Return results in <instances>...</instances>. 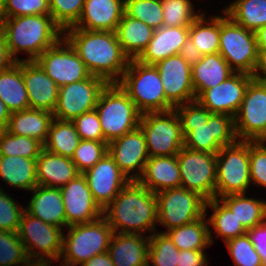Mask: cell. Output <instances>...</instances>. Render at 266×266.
<instances>
[{
  "label": "cell",
  "instance_id": "e575fe53",
  "mask_svg": "<svg viewBox=\"0 0 266 266\" xmlns=\"http://www.w3.org/2000/svg\"><path fill=\"white\" fill-rule=\"evenodd\" d=\"M242 226L249 230L266 221V201L246 198L245 194H232L221 198Z\"/></svg>",
  "mask_w": 266,
  "mask_h": 266
},
{
  "label": "cell",
  "instance_id": "e7e4bbea",
  "mask_svg": "<svg viewBox=\"0 0 266 266\" xmlns=\"http://www.w3.org/2000/svg\"><path fill=\"white\" fill-rule=\"evenodd\" d=\"M4 0H0V25L4 19Z\"/></svg>",
  "mask_w": 266,
  "mask_h": 266
},
{
  "label": "cell",
  "instance_id": "681fc988",
  "mask_svg": "<svg viewBox=\"0 0 266 266\" xmlns=\"http://www.w3.org/2000/svg\"><path fill=\"white\" fill-rule=\"evenodd\" d=\"M265 141H249L250 181L266 188Z\"/></svg>",
  "mask_w": 266,
  "mask_h": 266
},
{
  "label": "cell",
  "instance_id": "6125c7cd",
  "mask_svg": "<svg viewBox=\"0 0 266 266\" xmlns=\"http://www.w3.org/2000/svg\"><path fill=\"white\" fill-rule=\"evenodd\" d=\"M258 51H266V25L255 32Z\"/></svg>",
  "mask_w": 266,
  "mask_h": 266
},
{
  "label": "cell",
  "instance_id": "4dcf8cb0",
  "mask_svg": "<svg viewBox=\"0 0 266 266\" xmlns=\"http://www.w3.org/2000/svg\"><path fill=\"white\" fill-rule=\"evenodd\" d=\"M154 29L146 23L124 13L115 31L124 54L137 59L151 41Z\"/></svg>",
  "mask_w": 266,
  "mask_h": 266
},
{
  "label": "cell",
  "instance_id": "5b68a950",
  "mask_svg": "<svg viewBox=\"0 0 266 266\" xmlns=\"http://www.w3.org/2000/svg\"><path fill=\"white\" fill-rule=\"evenodd\" d=\"M95 110L109 143L139 127L142 113L118 83H108L100 94Z\"/></svg>",
  "mask_w": 266,
  "mask_h": 266
},
{
  "label": "cell",
  "instance_id": "d590c367",
  "mask_svg": "<svg viewBox=\"0 0 266 266\" xmlns=\"http://www.w3.org/2000/svg\"><path fill=\"white\" fill-rule=\"evenodd\" d=\"M80 141L81 138L72 121L54 118L48 132V138L44 143V149L72 158Z\"/></svg>",
  "mask_w": 266,
  "mask_h": 266
},
{
  "label": "cell",
  "instance_id": "277c9868",
  "mask_svg": "<svg viewBox=\"0 0 266 266\" xmlns=\"http://www.w3.org/2000/svg\"><path fill=\"white\" fill-rule=\"evenodd\" d=\"M118 84L127 92L142 113L167 112L175 107L166 99L159 71L155 65H147L136 59L129 61Z\"/></svg>",
  "mask_w": 266,
  "mask_h": 266
},
{
  "label": "cell",
  "instance_id": "ee69618b",
  "mask_svg": "<svg viewBox=\"0 0 266 266\" xmlns=\"http://www.w3.org/2000/svg\"><path fill=\"white\" fill-rule=\"evenodd\" d=\"M163 9V26L190 27L200 15L194 14L193 4L190 0H161Z\"/></svg>",
  "mask_w": 266,
  "mask_h": 266
},
{
  "label": "cell",
  "instance_id": "f5cc1de1",
  "mask_svg": "<svg viewBox=\"0 0 266 266\" xmlns=\"http://www.w3.org/2000/svg\"><path fill=\"white\" fill-rule=\"evenodd\" d=\"M179 116L181 125L206 124L213 114L197 100L184 103L174 108Z\"/></svg>",
  "mask_w": 266,
  "mask_h": 266
},
{
  "label": "cell",
  "instance_id": "7bdbcfd3",
  "mask_svg": "<svg viewBox=\"0 0 266 266\" xmlns=\"http://www.w3.org/2000/svg\"><path fill=\"white\" fill-rule=\"evenodd\" d=\"M30 262L17 232L0 230V266H26Z\"/></svg>",
  "mask_w": 266,
  "mask_h": 266
},
{
  "label": "cell",
  "instance_id": "816d5d0a",
  "mask_svg": "<svg viewBox=\"0 0 266 266\" xmlns=\"http://www.w3.org/2000/svg\"><path fill=\"white\" fill-rule=\"evenodd\" d=\"M72 122L81 140L105 141L100 120L95 109L74 118Z\"/></svg>",
  "mask_w": 266,
  "mask_h": 266
},
{
  "label": "cell",
  "instance_id": "603a6c76",
  "mask_svg": "<svg viewBox=\"0 0 266 266\" xmlns=\"http://www.w3.org/2000/svg\"><path fill=\"white\" fill-rule=\"evenodd\" d=\"M125 13V0H85L77 24L71 28L115 32Z\"/></svg>",
  "mask_w": 266,
  "mask_h": 266
},
{
  "label": "cell",
  "instance_id": "484cf974",
  "mask_svg": "<svg viewBox=\"0 0 266 266\" xmlns=\"http://www.w3.org/2000/svg\"><path fill=\"white\" fill-rule=\"evenodd\" d=\"M137 181L154 193L179 188L181 177L177 155L149 157Z\"/></svg>",
  "mask_w": 266,
  "mask_h": 266
},
{
  "label": "cell",
  "instance_id": "ba28073f",
  "mask_svg": "<svg viewBox=\"0 0 266 266\" xmlns=\"http://www.w3.org/2000/svg\"><path fill=\"white\" fill-rule=\"evenodd\" d=\"M239 140L222 147L216 154L215 198L232 194H245L246 189L251 184L249 141L240 138Z\"/></svg>",
  "mask_w": 266,
  "mask_h": 266
},
{
  "label": "cell",
  "instance_id": "74e56055",
  "mask_svg": "<svg viewBox=\"0 0 266 266\" xmlns=\"http://www.w3.org/2000/svg\"><path fill=\"white\" fill-rule=\"evenodd\" d=\"M189 38L202 55L219 52L220 16L208 22L204 13L200 14L189 27Z\"/></svg>",
  "mask_w": 266,
  "mask_h": 266
},
{
  "label": "cell",
  "instance_id": "d6986e66",
  "mask_svg": "<svg viewBox=\"0 0 266 266\" xmlns=\"http://www.w3.org/2000/svg\"><path fill=\"white\" fill-rule=\"evenodd\" d=\"M155 67L159 71L166 99L174 107L196 100L192 85L191 66L180 54L157 62Z\"/></svg>",
  "mask_w": 266,
  "mask_h": 266
},
{
  "label": "cell",
  "instance_id": "f907efd6",
  "mask_svg": "<svg viewBox=\"0 0 266 266\" xmlns=\"http://www.w3.org/2000/svg\"><path fill=\"white\" fill-rule=\"evenodd\" d=\"M10 196L0 187V230L17 232L25 209L18 207Z\"/></svg>",
  "mask_w": 266,
  "mask_h": 266
},
{
  "label": "cell",
  "instance_id": "52a82bcc",
  "mask_svg": "<svg viewBox=\"0 0 266 266\" xmlns=\"http://www.w3.org/2000/svg\"><path fill=\"white\" fill-rule=\"evenodd\" d=\"M224 14L220 17L219 54L234 72L253 76L259 61L255 33Z\"/></svg>",
  "mask_w": 266,
  "mask_h": 266
},
{
  "label": "cell",
  "instance_id": "7a4b0ae2",
  "mask_svg": "<svg viewBox=\"0 0 266 266\" xmlns=\"http://www.w3.org/2000/svg\"><path fill=\"white\" fill-rule=\"evenodd\" d=\"M103 217L115 233L118 229V233L129 234H142L146 230L154 232L157 222L156 193L138 181H130L103 209Z\"/></svg>",
  "mask_w": 266,
  "mask_h": 266
},
{
  "label": "cell",
  "instance_id": "be15d7a7",
  "mask_svg": "<svg viewBox=\"0 0 266 266\" xmlns=\"http://www.w3.org/2000/svg\"><path fill=\"white\" fill-rule=\"evenodd\" d=\"M26 266H50L48 262L44 261H31L29 264H27Z\"/></svg>",
  "mask_w": 266,
  "mask_h": 266
},
{
  "label": "cell",
  "instance_id": "ffe728a7",
  "mask_svg": "<svg viewBox=\"0 0 266 266\" xmlns=\"http://www.w3.org/2000/svg\"><path fill=\"white\" fill-rule=\"evenodd\" d=\"M65 208L66 226L95 221L103 210L95 202L85 176L80 173L61 188Z\"/></svg>",
  "mask_w": 266,
  "mask_h": 266
},
{
  "label": "cell",
  "instance_id": "680465c9",
  "mask_svg": "<svg viewBox=\"0 0 266 266\" xmlns=\"http://www.w3.org/2000/svg\"><path fill=\"white\" fill-rule=\"evenodd\" d=\"M81 266H114L108 252L98 254L84 262Z\"/></svg>",
  "mask_w": 266,
  "mask_h": 266
},
{
  "label": "cell",
  "instance_id": "c3c4849f",
  "mask_svg": "<svg viewBox=\"0 0 266 266\" xmlns=\"http://www.w3.org/2000/svg\"><path fill=\"white\" fill-rule=\"evenodd\" d=\"M4 18L50 15L48 0H4Z\"/></svg>",
  "mask_w": 266,
  "mask_h": 266
},
{
  "label": "cell",
  "instance_id": "b9f144b4",
  "mask_svg": "<svg viewBox=\"0 0 266 266\" xmlns=\"http://www.w3.org/2000/svg\"><path fill=\"white\" fill-rule=\"evenodd\" d=\"M125 13L146 23L154 30L163 26L161 0H125Z\"/></svg>",
  "mask_w": 266,
  "mask_h": 266
},
{
  "label": "cell",
  "instance_id": "ac0fdd59",
  "mask_svg": "<svg viewBox=\"0 0 266 266\" xmlns=\"http://www.w3.org/2000/svg\"><path fill=\"white\" fill-rule=\"evenodd\" d=\"M83 175L86 178L95 202L102 210L107 207L131 181L119 169L109 153L99 160L92 168L85 171Z\"/></svg>",
  "mask_w": 266,
  "mask_h": 266
},
{
  "label": "cell",
  "instance_id": "2e32d148",
  "mask_svg": "<svg viewBox=\"0 0 266 266\" xmlns=\"http://www.w3.org/2000/svg\"><path fill=\"white\" fill-rule=\"evenodd\" d=\"M35 61L58 87L87 79L91 75L66 39H60Z\"/></svg>",
  "mask_w": 266,
  "mask_h": 266
},
{
  "label": "cell",
  "instance_id": "91938a15",
  "mask_svg": "<svg viewBox=\"0 0 266 266\" xmlns=\"http://www.w3.org/2000/svg\"><path fill=\"white\" fill-rule=\"evenodd\" d=\"M259 70L263 74L260 73ZM253 78L257 81L266 83V51H259V61H258L256 70H255V73L253 75Z\"/></svg>",
  "mask_w": 266,
  "mask_h": 266
},
{
  "label": "cell",
  "instance_id": "cb8c5ba5",
  "mask_svg": "<svg viewBox=\"0 0 266 266\" xmlns=\"http://www.w3.org/2000/svg\"><path fill=\"white\" fill-rule=\"evenodd\" d=\"M189 38V27L161 26L142 54L136 59L147 65H155L167 57L178 55Z\"/></svg>",
  "mask_w": 266,
  "mask_h": 266
},
{
  "label": "cell",
  "instance_id": "3957f363",
  "mask_svg": "<svg viewBox=\"0 0 266 266\" xmlns=\"http://www.w3.org/2000/svg\"><path fill=\"white\" fill-rule=\"evenodd\" d=\"M0 29L11 56H16L17 52L26 51L30 57L24 60L30 61L36 60L46 49L54 46L63 33L54 23L51 15L4 18Z\"/></svg>",
  "mask_w": 266,
  "mask_h": 266
},
{
  "label": "cell",
  "instance_id": "9c48e42d",
  "mask_svg": "<svg viewBox=\"0 0 266 266\" xmlns=\"http://www.w3.org/2000/svg\"><path fill=\"white\" fill-rule=\"evenodd\" d=\"M142 129L149 157L177 155L184 147L181 121L175 109L141 115Z\"/></svg>",
  "mask_w": 266,
  "mask_h": 266
},
{
  "label": "cell",
  "instance_id": "83f0119b",
  "mask_svg": "<svg viewBox=\"0 0 266 266\" xmlns=\"http://www.w3.org/2000/svg\"><path fill=\"white\" fill-rule=\"evenodd\" d=\"M34 195L25 210L45 223L62 228L66 226L65 208L61 188L35 186Z\"/></svg>",
  "mask_w": 266,
  "mask_h": 266
},
{
  "label": "cell",
  "instance_id": "8fae6325",
  "mask_svg": "<svg viewBox=\"0 0 266 266\" xmlns=\"http://www.w3.org/2000/svg\"><path fill=\"white\" fill-rule=\"evenodd\" d=\"M156 198L157 222L168 230L194 222L206 213V200L182 187L158 192Z\"/></svg>",
  "mask_w": 266,
  "mask_h": 266
},
{
  "label": "cell",
  "instance_id": "6da1fadb",
  "mask_svg": "<svg viewBox=\"0 0 266 266\" xmlns=\"http://www.w3.org/2000/svg\"><path fill=\"white\" fill-rule=\"evenodd\" d=\"M65 31L68 32L63 39L75 49L91 75L108 83L120 81L130 59L124 54L115 32L80 28Z\"/></svg>",
  "mask_w": 266,
  "mask_h": 266
},
{
  "label": "cell",
  "instance_id": "d6a6232c",
  "mask_svg": "<svg viewBox=\"0 0 266 266\" xmlns=\"http://www.w3.org/2000/svg\"><path fill=\"white\" fill-rule=\"evenodd\" d=\"M0 176L13 187L31 191L38 185L36 159L0 156Z\"/></svg>",
  "mask_w": 266,
  "mask_h": 266
},
{
  "label": "cell",
  "instance_id": "4316f807",
  "mask_svg": "<svg viewBox=\"0 0 266 266\" xmlns=\"http://www.w3.org/2000/svg\"><path fill=\"white\" fill-rule=\"evenodd\" d=\"M38 185L62 188L80 173L71 158L42 149L36 159Z\"/></svg>",
  "mask_w": 266,
  "mask_h": 266
},
{
  "label": "cell",
  "instance_id": "94428289",
  "mask_svg": "<svg viewBox=\"0 0 266 266\" xmlns=\"http://www.w3.org/2000/svg\"><path fill=\"white\" fill-rule=\"evenodd\" d=\"M11 112L7 109L5 103L0 99V131L7 129Z\"/></svg>",
  "mask_w": 266,
  "mask_h": 266
},
{
  "label": "cell",
  "instance_id": "6f0895ef",
  "mask_svg": "<svg viewBox=\"0 0 266 266\" xmlns=\"http://www.w3.org/2000/svg\"><path fill=\"white\" fill-rule=\"evenodd\" d=\"M179 54L190 66L196 64L203 56L190 38L183 45Z\"/></svg>",
  "mask_w": 266,
  "mask_h": 266
},
{
  "label": "cell",
  "instance_id": "4fadbf2b",
  "mask_svg": "<svg viewBox=\"0 0 266 266\" xmlns=\"http://www.w3.org/2000/svg\"><path fill=\"white\" fill-rule=\"evenodd\" d=\"M233 119L236 138L266 142V83L254 78L249 82Z\"/></svg>",
  "mask_w": 266,
  "mask_h": 266
},
{
  "label": "cell",
  "instance_id": "db71d44e",
  "mask_svg": "<svg viewBox=\"0 0 266 266\" xmlns=\"http://www.w3.org/2000/svg\"><path fill=\"white\" fill-rule=\"evenodd\" d=\"M246 233L264 263L266 260V221L247 230Z\"/></svg>",
  "mask_w": 266,
  "mask_h": 266
},
{
  "label": "cell",
  "instance_id": "60d3db41",
  "mask_svg": "<svg viewBox=\"0 0 266 266\" xmlns=\"http://www.w3.org/2000/svg\"><path fill=\"white\" fill-rule=\"evenodd\" d=\"M179 253L164 231L149 235L148 266H177Z\"/></svg>",
  "mask_w": 266,
  "mask_h": 266
},
{
  "label": "cell",
  "instance_id": "f35d334b",
  "mask_svg": "<svg viewBox=\"0 0 266 266\" xmlns=\"http://www.w3.org/2000/svg\"><path fill=\"white\" fill-rule=\"evenodd\" d=\"M218 198L206 201L205 210L211 207L214 213L207 220L208 224L213 226L216 233L224 238L226 242L229 239L246 234L247 230L242 223L237 220L232 211L222 202L220 205Z\"/></svg>",
  "mask_w": 266,
  "mask_h": 266
},
{
  "label": "cell",
  "instance_id": "11a10c76",
  "mask_svg": "<svg viewBox=\"0 0 266 266\" xmlns=\"http://www.w3.org/2000/svg\"><path fill=\"white\" fill-rule=\"evenodd\" d=\"M204 250H182L178 255L177 266H206Z\"/></svg>",
  "mask_w": 266,
  "mask_h": 266
},
{
  "label": "cell",
  "instance_id": "f6af8a7d",
  "mask_svg": "<svg viewBox=\"0 0 266 266\" xmlns=\"http://www.w3.org/2000/svg\"><path fill=\"white\" fill-rule=\"evenodd\" d=\"M54 23L64 32L74 27L82 13L85 0H48Z\"/></svg>",
  "mask_w": 266,
  "mask_h": 266
},
{
  "label": "cell",
  "instance_id": "5bb4252c",
  "mask_svg": "<svg viewBox=\"0 0 266 266\" xmlns=\"http://www.w3.org/2000/svg\"><path fill=\"white\" fill-rule=\"evenodd\" d=\"M107 84L103 78L90 75L87 79L59 87L54 118L72 121L83 113L94 110Z\"/></svg>",
  "mask_w": 266,
  "mask_h": 266
},
{
  "label": "cell",
  "instance_id": "30bf717a",
  "mask_svg": "<svg viewBox=\"0 0 266 266\" xmlns=\"http://www.w3.org/2000/svg\"><path fill=\"white\" fill-rule=\"evenodd\" d=\"M17 234L31 261L50 263L52 260L62 258L64 234L60 227L45 223L25 210ZM36 247L42 252L34 250Z\"/></svg>",
  "mask_w": 266,
  "mask_h": 266
},
{
  "label": "cell",
  "instance_id": "9f6ffc18",
  "mask_svg": "<svg viewBox=\"0 0 266 266\" xmlns=\"http://www.w3.org/2000/svg\"><path fill=\"white\" fill-rule=\"evenodd\" d=\"M17 61H19L17 56H11L4 34L0 29V73L10 68Z\"/></svg>",
  "mask_w": 266,
  "mask_h": 266
},
{
  "label": "cell",
  "instance_id": "bcb514c9",
  "mask_svg": "<svg viewBox=\"0 0 266 266\" xmlns=\"http://www.w3.org/2000/svg\"><path fill=\"white\" fill-rule=\"evenodd\" d=\"M108 153L106 141L81 140L71 158L79 173L92 168Z\"/></svg>",
  "mask_w": 266,
  "mask_h": 266
},
{
  "label": "cell",
  "instance_id": "f1b7e54d",
  "mask_svg": "<svg viewBox=\"0 0 266 266\" xmlns=\"http://www.w3.org/2000/svg\"><path fill=\"white\" fill-rule=\"evenodd\" d=\"M233 73L234 71L219 52L203 55L196 64L191 66L192 85L196 99L205 90L221 84Z\"/></svg>",
  "mask_w": 266,
  "mask_h": 266
},
{
  "label": "cell",
  "instance_id": "7402d4cb",
  "mask_svg": "<svg viewBox=\"0 0 266 266\" xmlns=\"http://www.w3.org/2000/svg\"><path fill=\"white\" fill-rule=\"evenodd\" d=\"M22 74L26 86L29 108L53 114L59 87L34 60H22Z\"/></svg>",
  "mask_w": 266,
  "mask_h": 266
},
{
  "label": "cell",
  "instance_id": "8d00e7d4",
  "mask_svg": "<svg viewBox=\"0 0 266 266\" xmlns=\"http://www.w3.org/2000/svg\"><path fill=\"white\" fill-rule=\"evenodd\" d=\"M224 12L253 32L266 25V0H235Z\"/></svg>",
  "mask_w": 266,
  "mask_h": 266
},
{
  "label": "cell",
  "instance_id": "f546056e",
  "mask_svg": "<svg viewBox=\"0 0 266 266\" xmlns=\"http://www.w3.org/2000/svg\"><path fill=\"white\" fill-rule=\"evenodd\" d=\"M53 120L54 116L50 112L28 108L11 113L6 131L10 134L28 136L44 145Z\"/></svg>",
  "mask_w": 266,
  "mask_h": 266
},
{
  "label": "cell",
  "instance_id": "44dd1931",
  "mask_svg": "<svg viewBox=\"0 0 266 266\" xmlns=\"http://www.w3.org/2000/svg\"><path fill=\"white\" fill-rule=\"evenodd\" d=\"M108 153L119 169L131 181H137L143 174L149 154L145 136L140 127L108 143ZM138 168V173L130 174ZM129 175V176H128Z\"/></svg>",
  "mask_w": 266,
  "mask_h": 266
},
{
  "label": "cell",
  "instance_id": "7c38bea8",
  "mask_svg": "<svg viewBox=\"0 0 266 266\" xmlns=\"http://www.w3.org/2000/svg\"><path fill=\"white\" fill-rule=\"evenodd\" d=\"M181 186L196 192L206 201L215 198L216 154L193 151L183 147L177 154Z\"/></svg>",
  "mask_w": 266,
  "mask_h": 266
},
{
  "label": "cell",
  "instance_id": "d4e9b609",
  "mask_svg": "<svg viewBox=\"0 0 266 266\" xmlns=\"http://www.w3.org/2000/svg\"><path fill=\"white\" fill-rule=\"evenodd\" d=\"M149 237L113 233L108 254L114 266H148Z\"/></svg>",
  "mask_w": 266,
  "mask_h": 266
},
{
  "label": "cell",
  "instance_id": "ab89813d",
  "mask_svg": "<svg viewBox=\"0 0 266 266\" xmlns=\"http://www.w3.org/2000/svg\"><path fill=\"white\" fill-rule=\"evenodd\" d=\"M44 145L28 136L10 134L6 130L0 131V156H21L37 159Z\"/></svg>",
  "mask_w": 266,
  "mask_h": 266
},
{
  "label": "cell",
  "instance_id": "836d02e7",
  "mask_svg": "<svg viewBox=\"0 0 266 266\" xmlns=\"http://www.w3.org/2000/svg\"><path fill=\"white\" fill-rule=\"evenodd\" d=\"M205 216L207 213L194 222L167 230L165 233L180 251L203 250L213 242Z\"/></svg>",
  "mask_w": 266,
  "mask_h": 266
},
{
  "label": "cell",
  "instance_id": "9a60e30c",
  "mask_svg": "<svg viewBox=\"0 0 266 266\" xmlns=\"http://www.w3.org/2000/svg\"><path fill=\"white\" fill-rule=\"evenodd\" d=\"M181 127L184 147L193 151L217 154L222 147L231 145L237 140L234 119L227 114L213 113L206 124L181 125Z\"/></svg>",
  "mask_w": 266,
  "mask_h": 266
},
{
  "label": "cell",
  "instance_id": "e0dca14e",
  "mask_svg": "<svg viewBox=\"0 0 266 266\" xmlns=\"http://www.w3.org/2000/svg\"><path fill=\"white\" fill-rule=\"evenodd\" d=\"M252 79V75L234 72L221 84L205 90L196 100L211 113L234 118Z\"/></svg>",
  "mask_w": 266,
  "mask_h": 266
},
{
  "label": "cell",
  "instance_id": "8992f818",
  "mask_svg": "<svg viewBox=\"0 0 266 266\" xmlns=\"http://www.w3.org/2000/svg\"><path fill=\"white\" fill-rule=\"evenodd\" d=\"M67 237H63L64 255L63 265H82L95 255L108 251L113 229L107 220L101 218L83 224H76L67 227Z\"/></svg>",
  "mask_w": 266,
  "mask_h": 266
},
{
  "label": "cell",
  "instance_id": "1f68e13d",
  "mask_svg": "<svg viewBox=\"0 0 266 266\" xmlns=\"http://www.w3.org/2000/svg\"><path fill=\"white\" fill-rule=\"evenodd\" d=\"M0 99L11 113L29 108L22 74V60L0 73Z\"/></svg>",
  "mask_w": 266,
  "mask_h": 266
},
{
  "label": "cell",
  "instance_id": "7dc6e473",
  "mask_svg": "<svg viewBox=\"0 0 266 266\" xmlns=\"http://www.w3.org/2000/svg\"><path fill=\"white\" fill-rule=\"evenodd\" d=\"M225 243L236 266H263L262 259L247 233L229 239Z\"/></svg>",
  "mask_w": 266,
  "mask_h": 266
}]
</instances>
